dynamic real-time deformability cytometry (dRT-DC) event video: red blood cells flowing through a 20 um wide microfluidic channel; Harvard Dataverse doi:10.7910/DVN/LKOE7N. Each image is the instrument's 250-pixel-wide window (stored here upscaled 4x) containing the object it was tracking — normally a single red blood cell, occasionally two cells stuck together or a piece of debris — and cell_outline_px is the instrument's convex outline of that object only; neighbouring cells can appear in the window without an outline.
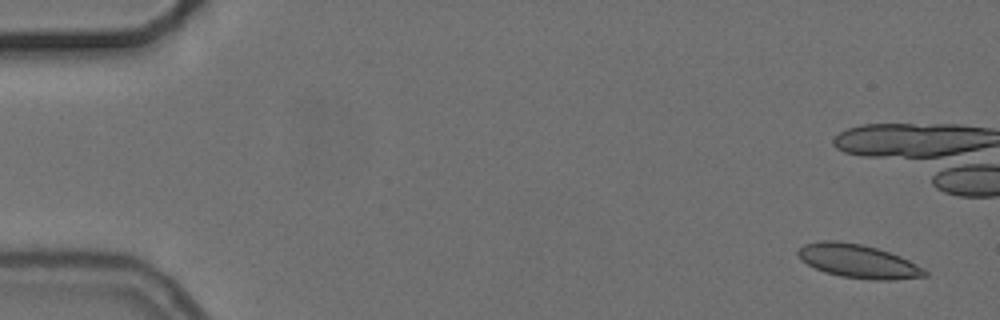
{"species": "common noctule bat (a hibernating species)", "species_latin": "Nyctalus noctula", "temperature_condition": "cold", "stored_images_in_passage": 6, "camera_frame_rate_fps": 3000, "um_per_image_px": 0.085, "animal": {"sex": "female", "body_mass_g": 24.6, "forearm_length_mm": 56.2}, "frame": {"image": 1, "passage_image": 1, "time_ms": 0.0, "image_size_px": [1000, 320], "cell_outline_px": [[928, 276], [896, 280], [872, 280], [840, 276], [824, 272], [800, 260], [796, 252], [804, 244], [824, 240], [836, 240], [860, 244], [876, 248], [900, 256], [924, 268], [928, 272]], "centroid_in_image_um": [72.95, 22.21], "position_along_channel_um": 12.1, "area_um2": 24.85}}
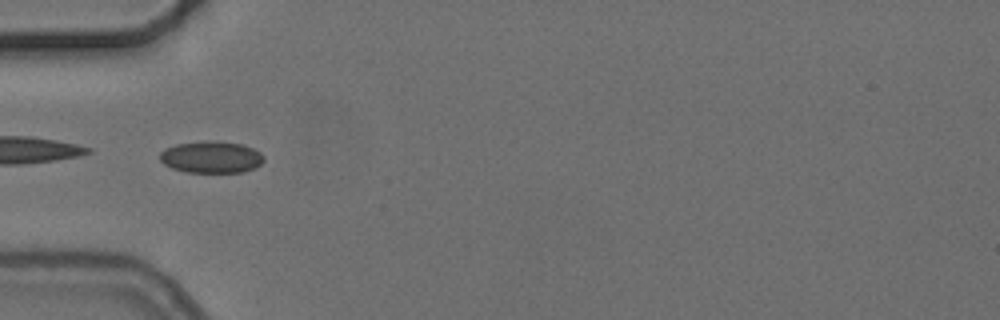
{"frame": {"image": 2, "passage_image": 6, "time_ms": 6.667, "image_size_px": [1000, 320], "cell_outline_px": [[264, 160], [256, 168], [244, 172], [184, 172], [172, 168], [164, 164], [160, 160], [160, 152], [164, 148], [176, 144], [204, 140], [216, 140], [244, 144], [260, 152], [264, 156]], "centroid_in_image_um": [17.96, 13.34], "position_along_channel_um": 67.0, "area_um2": 19.65}}